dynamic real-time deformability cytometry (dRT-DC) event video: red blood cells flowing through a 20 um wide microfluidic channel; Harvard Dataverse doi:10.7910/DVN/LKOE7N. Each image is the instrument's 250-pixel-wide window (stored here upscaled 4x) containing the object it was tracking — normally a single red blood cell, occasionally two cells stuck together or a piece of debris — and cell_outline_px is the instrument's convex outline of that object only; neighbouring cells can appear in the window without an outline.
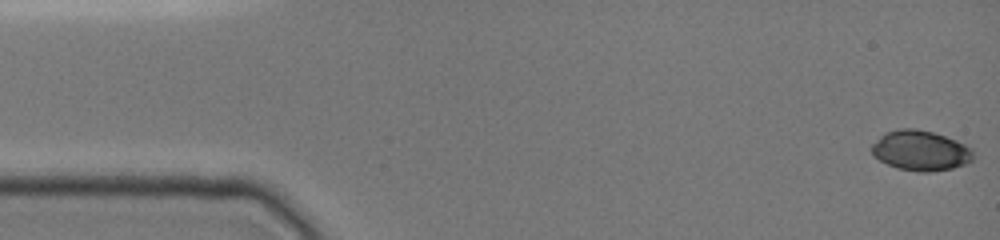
{"species": "common noctule bat (a hibernating species)", "species_latin": "Nyctalus noctula", "temperature_condition": "cold", "stored_images_in_passage": 23, "camera_frame_rate_fps": 3000, "um_per_image_px": 0.085, "animal": {"sex": "female", "body_mass_g": 19.0, "forearm_length_mm": 51.5}, "frame": {"image": 1, "passage_image": 1, "time_ms": 0.0, "image_size_px": [1000, 240], "cell_outline_px": [[972, 160], [964, 164], [952, 168], [928, 172], [920, 172], [896, 168], [880, 160], [872, 152], [872, 144], [884, 132], [900, 128], [916, 128], [932, 132], [956, 140], [972, 148]], "centroid_in_image_um": [78.23, 12.79], "position_along_channel_um": 6.8, "area_um2": 23.58}}
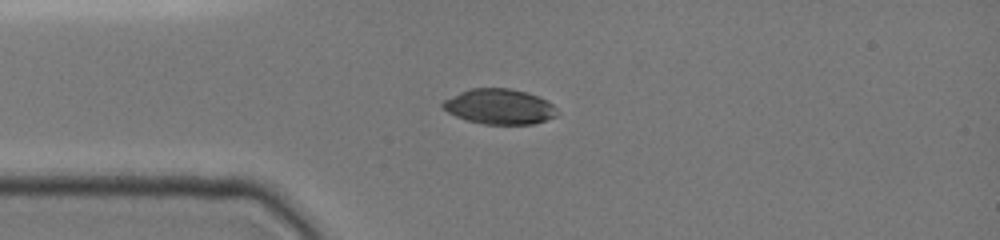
{"frame": {"image": 2, "passage_image": 20, "time_ms": 3.667, "image_size_px": [1000, 240], "cell_outline_px": [[560, 112], [556, 116], [532, 124], [484, 124], [468, 120], [456, 116], [448, 112], [440, 104], [444, 100], [460, 92], [472, 88], [508, 88], [528, 92], [552, 104]], "centroid_in_image_um": [42.45, 9.06], "position_along_channel_um": 42.5, "area_um2": 23.29}}